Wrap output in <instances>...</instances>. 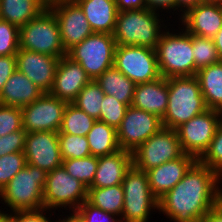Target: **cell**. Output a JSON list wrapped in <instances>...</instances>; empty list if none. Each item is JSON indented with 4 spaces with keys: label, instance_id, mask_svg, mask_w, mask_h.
I'll use <instances>...</instances> for the list:
<instances>
[{
    "label": "cell",
    "instance_id": "cell-40",
    "mask_svg": "<svg viewBox=\"0 0 222 222\" xmlns=\"http://www.w3.org/2000/svg\"><path fill=\"white\" fill-rule=\"evenodd\" d=\"M81 222H121L116 215L105 212L85 200L74 212Z\"/></svg>",
    "mask_w": 222,
    "mask_h": 222
},
{
    "label": "cell",
    "instance_id": "cell-16",
    "mask_svg": "<svg viewBox=\"0 0 222 222\" xmlns=\"http://www.w3.org/2000/svg\"><path fill=\"white\" fill-rule=\"evenodd\" d=\"M48 7L56 16L66 52L94 33L78 4H48Z\"/></svg>",
    "mask_w": 222,
    "mask_h": 222
},
{
    "label": "cell",
    "instance_id": "cell-37",
    "mask_svg": "<svg viewBox=\"0 0 222 222\" xmlns=\"http://www.w3.org/2000/svg\"><path fill=\"white\" fill-rule=\"evenodd\" d=\"M26 164L24 151L0 157V192Z\"/></svg>",
    "mask_w": 222,
    "mask_h": 222
},
{
    "label": "cell",
    "instance_id": "cell-6",
    "mask_svg": "<svg viewBox=\"0 0 222 222\" xmlns=\"http://www.w3.org/2000/svg\"><path fill=\"white\" fill-rule=\"evenodd\" d=\"M19 48L58 58L67 55L56 16L49 7L19 28Z\"/></svg>",
    "mask_w": 222,
    "mask_h": 222
},
{
    "label": "cell",
    "instance_id": "cell-36",
    "mask_svg": "<svg viewBox=\"0 0 222 222\" xmlns=\"http://www.w3.org/2000/svg\"><path fill=\"white\" fill-rule=\"evenodd\" d=\"M128 106L118 101L115 97L105 94L101 104L100 117L98 121L104 122L109 126L118 128Z\"/></svg>",
    "mask_w": 222,
    "mask_h": 222
},
{
    "label": "cell",
    "instance_id": "cell-24",
    "mask_svg": "<svg viewBox=\"0 0 222 222\" xmlns=\"http://www.w3.org/2000/svg\"><path fill=\"white\" fill-rule=\"evenodd\" d=\"M78 5L94 33L113 34L118 14L115 0H83Z\"/></svg>",
    "mask_w": 222,
    "mask_h": 222
},
{
    "label": "cell",
    "instance_id": "cell-34",
    "mask_svg": "<svg viewBox=\"0 0 222 222\" xmlns=\"http://www.w3.org/2000/svg\"><path fill=\"white\" fill-rule=\"evenodd\" d=\"M62 160L84 158L91 155L87 136L58 133Z\"/></svg>",
    "mask_w": 222,
    "mask_h": 222
},
{
    "label": "cell",
    "instance_id": "cell-9",
    "mask_svg": "<svg viewBox=\"0 0 222 222\" xmlns=\"http://www.w3.org/2000/svg\"><path fill=\"white\" fill-rule=\"evenodd\" d=\"M87 192L88 188L81 181L73 178L60 166L47 173L43 204L50 213L51 209L63 207L74 213L87 200Z\"/></svg>",
    "mask_w": 222,
    "mask_h": 222
},
{
    "label": "cell",
    "instance_id": "cell-21",
    "mask_svg": "<svg viewBox=\"0 0 222 222\" xmlns=\"http://www.w3.org/2000/svg\"><path fill=\"white\" fill-rule=\"evenodd\" d=\"M132 165V153L122 149L113 154L98 157L95 177L89 188H104L121 184Z\"/></svg>",
    "mask_w": 222,
    "mask_h": 222
},
{
    "label": "cell",
    "instance_id": "cell-12",
    "mask_svg": "<svg viewBox=\"0 0 222 222\" xmlns=\"http://www.w3.org/2000/svg\"><path fill=\"white\" fill-rule=\"evenodd\" d=\"M221 122L222 112L207 109L177 127L175 130L183 153L192 155L198 160L209 147Z\"/></svg>",
    "mask_w": 222,
    "mask_h": 222
},
{
    "label": "cell",
    "instance_id": "cell-52",
    "mask_svg": "<svg viewBox=\"0 0 222 222\" xmlns=\"http://www.w3.org/2000/svg\"><path fill=\"white\" fill-rule=\"evenodd\" d=\"M202 3L221 4L222 5V0H202Z\"/></svg>",
    "mask_w": 222,
    "mask_h": 222
},
{
    "label": "cell",
    "instance_id": "cell-46",
    "mask_svg": "<svg viewBox=\"0 0 222 222\" xmlns=\"http://www.w3.org/2000/svg\"><path fill=\"white\" fill-rule=\"evenodd\" d=\"M202 3V0H175V13L181 12L179 20L181 17L191 8L196 7L198 4ZM179 10V11H178Z\"/></svg>",
    "mask_w": 222,
    "mask_h": 222
},
{
    "label": "cell",
    "instance_id": "cell-25",
    "mask_svg": "<svg viewBox=\"0 0 222 222\" xmlns=\"http://www.w3.org/2000/svg\"><path fill=\"white\" fill-rule=\"evenodd\" d=\"M49 0H0V19L18 28L38 16L48 7Z\"/></svg>",
    "mask_w": 222,
    "mask_h": 222
},
{
    "label": "cell",
    "instance_id": "cell-2",
    "mask_svg": "<svg viewBox=\"0 0 222 222\" xmlns=\"http://www.w3.org/2000/svg\"><path fill=\"white\" fill-rule=\"evenodd\" d=\"M162 13L153 10H125L118 12L113 37L117 45L123 46H144L156 49L163 29L167 26L160 16ZM162 23V24H161Z\"/></svg>",
    "mask_w": 222,
    "mask_h": 222
},
{
    "label": "cell",
    "instance_id": "cell-28",
    "mask_svg": "<svg viewBox=\"0 0 222 222\" xmlns=\"http://www.w3.org/2000/svg\"><path fill=\"white\" fill-rule=\"evenodd\" d=\"M87 139L93 156L110 155L121 149L117 139V129L98 120L88 132Z\"/></svg>",
    "mask_w": 222,
    "mask_h": 222
},
{
    "label": "cell",
    "instance_id": "cell-51",
    "mask_svg": "<svg viewBox=\"0 0 222 222\" xmlns=\"http://www.w3.org/2000/svg\"><path fill=\"white\" fill-rule=\"evenodd\" d=\"M0 222H10V214L0 209Z\"/></svg>",
    "mask_w": 222,
    "mask_h": 222
},
{
    "label": "cell",
    "instance_id": "cell-49",
    "mask_svg": "<svg viewBox=\"0 0 222 222\" xmlns=\"http://www.w3.org/2000/svg\"><path fill=\"white\" fill-rule=\"evenodd\" d=\"M83 0H49L48 4H78Z\"/></svg>",
    "mask_w": 222,
    "mask_h": 222
},
{
    "label": "cell",
    "instance_id": "cell-45",
    "mask_svg": "<svg viewBox=\"0 0 222 222\" xmlns=\"http://www.w3.org/2000/svg\"><path fill=\"white\" fill-rule=\"evenodd\" d=\"M118 12L146 9L145 0H115Z\"/></svg>",
    "mask_w": 222,
    "mask_h": 222
},
{
    "label": "cell",
    "instance_id": "cell-7",
    "mask_svg": "<svg viewBox=\"0 0 222 222\" xmlns=\"http://www.w3.org/2000/svg\"><path fill=\"white\" fill-rule=\"evenodd\" d=\"M124 192V207L121 222H148L151 211L158 210V199L152 194L147 173L133 165L121 183Z\"/></svg>",
    "mask_w": 222,
    "mask_h": 222
},
{
    "label": "cell",
    "instance_id": "cell-35",
    "mask_svg": "<svg viewBox=\"0 0 222 222\" xmlns=\"http://www.w3.org/2000/svg\"><path fill=\"white\" fill-rule=\"evenodd\" d=\"M198 161L222 178V122L218 125L209 147Z\"/></svg>",
    "mask_w": 222,
    "mask_h": 222
},
{
    "label": "cell",
    "instance_id": "cell-8",
    "mask_svg": "<svg viewBox=\"0 0 222 222\" xmlns=\"http://www.w3.org/2000/svg\"><path fill=\"white\" fill-rule=\"evenodd\" d=\"M116 46L113 34L93 33L71 48L67 56L79 63L91 80H96L114 66Z\"/></svg>",
    "mask_w": 222,
    "mask_h": 222
},
{
    "label": "cell",
    "instance_id": "cell-32",
    "mask_svg": "<svg viewBox=\"0 0 222 222\" xmlns=\"http://www.w3.org/2000/svg\"><path fill=\"white\" fill-rule=\"evenodd\" d=\"M62 166L73 178L81 181L87 188L92 184L98 166V157L90 155L84 158L67 159Z\"/></svg>",
    "mask_w": 222,
    "mask_h": 222
},
{
    "label": "cell",
    "instance_id": "cell-38",
    "mask_svg": "<svg viewBox=\"0 0 222 222\" xmlns=\"http://www.w3.org/2000/svg\"><path fill=\"white\" fill-rule=\"evenodd\" d=\"M19 50V28L0 19V56L16 55Z\"/></svg>",
    "mask_w": 222,
    "mask_h": 222
},
{
    "label": "cell",
    "instance_id": "cell-11",
    "mask_svg": "<svg viewBox=\"0 0 222 222\" xmlns=\"http://www.w3.org/2000/svg\"><path fill=\"white\" fill-rule=\"evenodd\" d=\"M114 67L135 84L152 82L162 77L156 50L149 47L117 45Z\"/></svg>",
    "mask_w": 222,
    "mask_h": 222
},
{
    "label": "cell",
    "instance_id": "cell-5",
    "mask_svg": "<svg viewBox=\"0 0 222 222\" xmlns=\"http://www.w3.org/2000/svg\"><path fill=\"white\" fill-rule=\"evenodd\" d=\"M47 172L31 164L21 169L1 190L2 204L10 208L7 211L43 209V190L46 184Z\"/></svg>",
    "mask_w": 222,
    "mask_h": 222
},
{
    "label": "cell",
    "instance_id": "cell-10",
    "mask_svg": "<svg viewBox=\"0 0 222 222\" xmlns=\"http://www.w3.org/2000/svg\"><path fill=\"white\" fill-rule=\"evenodd\" d=\"M175 129L162 127L132 152L133 166L148 171L183 155Z\"/></svg>",
    "mask_w": 222,
    "mask_h": 222
},
{
    "label": "cell",
    "instance_id": "cell-18",
    "mask_svg": "<svg viewBox=\"0 0 222 222\" xmlns=\"http://www.w3.org/2000/svg\"><path fill=\"white\" fill-rule=\"evenodd\" d=\"M90 81L81 65L65 55L58 62L54 83L49 93L67 103H73Z\"/></svg>",
    "mask_w": 222,
    "mask_h": 222
},
{
    "label": "cell",
    "instance_id": "cell-23",
    "mask_svg": "<svg viewBox=\"0 0 222 222\" xmlns=\"http://www.w3.org/2000/svg\"><path fill=\"white\" fill-rule=\"evenodd\" d=\"M43 94L44 92L25 74L16 69L0 92V104L22 108L36 101Z\"/></svg>",
    "mask_w": 222,
    "mask_h": 222
},
{
    "label": "cell",
    "instance_id": "cell-22",
    "mask_svg": "<svg viewBox=\"0 0 222 222\" xmlns=\"http://www.w3.org/2000/svg\"><path fill=\"white\" fill-rule=\"evenodd\" d=\"M132 106L162 119L168 106V78L136 84Z\"/></svg>",
    "mask_w": 222,
    "mask_h": 222
},
{
    "label": "cell",
    "instance_id": "cell-44",
    "mask_svg": "<svg viewBox=\"0 0 222 222\" xmlns=\"http://www.w3.org/2000/svg\"><path fill=\"white\" fill-rule=\"evenodd\" d=\"M146 8L149 10H153L154 12H163V10L169 13L172 12L173 14L175 11V0H145ZM162 9V10H161ZM161 10V11H160Z\"/></svg>",
    "mask_w": 222,
    "mask_h": 222
},
{
    "label": "cell",
    "instance_id": "cell-17",
    "mask_svg": "<svg viewBox=\"0 0 222 222\" xmlns=\"http://www.w3.org/2000/svg\"><path fill=\"white\" fill-rule=\"evenodd\" d=\"M15 57L17 70L25 74L44 93H49L60 58L20 48Z\"/></svg>",
    "mask_w": 222,
    "mask_h": 222
},
{
    "label": "cell",
    "instance_id": "cell-39",
    "mask_svg": "<svg viewBox=\"0 0 222 222\" xmlns=\"http://www.w3.org/2000/svg\"><path fill=\"white\" fill-rule=\"evenodd\" d=\"M22 128L21 108L0 104V136H5Z\"/></svg>",
    "mask_w": 222,
    "mask_h": 222
},
{
    "label": "cell",
    "instance_id": "cell-41",
    "mask_svg": "<svg viewBox=\"0 0 222 222\" xmlns=\"http://www.w3.org/2000/svg\"><path fill=\"white\" fill-rule=\"evenodd\" d=\"M27 132L22 128L5 136H0V157L5 154L24 151Z\"/></svg>",
    "mask_w": 222,
    "mask_h": 222
},
{
    "label": "cell",
    "instance_id": "cell-26",
    "mask_svg": "<svg viewBox=\"0 0 222 222\" xmlns=\"http://www.w3.org/2000/svg\"><path fill=\"white\" fill-rule=\"evenodd\" d=\"M195 76L207 108L222 112V61L200 68Z\"/></svg>",
    "mask_w": 222,
    "mask_h": 222
},
{
    "label": "cell",
    "instance_id": "cell-48",
    "mask_svg": "<svg viewBox=\"0 0 222 222\" xmlns=\"http://www.w3.org/2000/svg\"><path fill=\"white\" fill-rule=\"evenodd\" d=\"M218 55L220 60L222 61V28L217 32V34L213 37Z\"/></svg>",
    "mask_w": 222,
    "mask_h": 222
},
{
    "label": "cell",
    "instance_id": "cell-19",
    "mask_svg": "<svg viewBox=\"0 0 222 222\" xmlns=\"http://www.w3.org/2000/svg\"><path fill=\"white\" fill-rule=\"evenodd\" d=\"M196 161L194 156L183 154L178 159L146 171L152 194L160 199L185 176Z\"/></svg>",
    "mask_w": 222,
    "mask_h": 222
},
{
    "label": "cell",
    "instance_id": "cell-15",
    "mask_svg": "<svg viewBox=\"0 0 222 222\" xmlns=\"http://www.w3.org/2000/svg\"><path fill=\"white\" fill-rule=\"evenodd\" d=\"M24 155L27 164H31L47 173L62 166L58 132L38 131L27 133Z\"/></svg>",
    "mask_w": 222,
    "mask_h": 222
},
{
    "label": "cell",
    "instance_id": "cell-43",
    "mask_svg": "<svg viewBox=\"0 0 222 222\" xmlns=\"http://www.w3.org/2000/svg\"><path fill=\"white\" fill-rule=\"evenodd\" d=\"M16 69L15 55L0 56V92L2 91L6 81Z\"/></svg>",
    "mask_w": 222,
    "mask_h": 222
},
{
    "label": "cell",
    "instance_id": "cell-31",
    "mask_svg": "<svg viewBox=\"0 0 222 222\" xmlns=\"http://www.w3.org/2000/svg\"><path fill=\"white\" fill-rule=\"evenodd\" d=\"M105 93L95 80H91L78 94L73 102L79 109L86 112L90 117L99 120L101 104Z\"/></svg>",
    "mask_w": 222,
    "mask_h": 222
},
{
    "label": "cell",
    "instance_id": "cell-13",
    "mask_svg": "<svg viewBox=\"0 0 222 222\" xmlns=\"http://www.w3.org/2000/svg\"><path fill=\"white\" fill-rule=\"evenodd\" d=\"M162 127V120L157 115L128 106L117 128L119 146L132 153Z\"/></svg>",
    "mask_w": 222,
    "mask_h": 222
},
{
    "label": "cell",
    "instance_id": "cell-30",
    "mask_svg": "<svg viewBox=\"0 0 222 222\" xmlns=\"http://www.w3.org/2000/svg\"><path fill=\"white\" fill-rule=\"evenodd\" d=\"M96 120L73 103H68L58 133L87 136Z\"/></svg>",
    "mask_w": 222,
    "mask_h": 222
},
{
    "label": "cell",
    "instance_id": "cell-1",
    "mask_svg": "<svg viewBox=\"0 0 222 222\" xmlns=\"http://www.w3.org/2000/svg\"><path fill=\"white\" fill-rule=\"evenodd\" d=\"M221 177L198 160L160 199L158 211L174 222H201L220 201Z\"/></svg>",
    "mask_w": 222,
    "mask_h": 222
},
{
    "label": "cell",
    "instance_id": "cell-33",
    "mask_svg": "<svg viewBox=\"0 0 222 222\" xmlns=\"http://www.w3.org/2000/svg\"><path fill=\"white\" fill-rule=\"evenodd\" d=\"M192 53L195 60V75L200 68L221 61L213 38L192 35Z\"/></svg>",
    "mask_w": 222,
    "mask_h": 222
},
{
    "label": "cell",
    "instance_id": "cell-14",
    "mask_svg": "<svg viewBox=\"0 0 222 222\" xmlns=\"http://www.w3.org/2000/svg\"><path fill=\"white\" fill-rule=\"evenodd\" d=\"M67 104L50 93H44L33 103L21 108L23 129L27 133L58 132Z\"/></svg>",
    "mask_w": 222,
    "mask_h": 222
},
{
    "label": "cell",
    "instance_id": "cell-47",
    "mask_svg": "<svg viewBox=\"0 0 222 222\" xmlns=\"http://www.w3.org/2000/svg\"><path fill=\"white\" fill-rule=\"evenodd\" d=\"M201 222H222V204L220 202L215 204Z\"/></svg>",
    "mask_w": 222,
    "mask_h": 222
},
{
    "label": "cell",
    "instance_id": "cell-42",
    "mask_svg": "<svg viewBox=\"0 0 222 222\" xmlns=\"http://www.w3.org/2000/svg\"><path fill=\"white\" fill-rule=\"evenodd\" d=\"M46 211V212H45ZM46 208L39 210L15 211L10 213V222H52L48 218ZM50 219V220H49Z\"/></svg>",
    "mask_w": 222,
    "mask_h": 222
},
{
    "label": "cell",
    "instance_id": "cell-29",
    "mask_svg": "<svg viewBox=\"0 0 222 222\" xmlns=\"http://www.w3.org/2000/svg\"><path fill=\"white\" fill-rule=\"evenodd\" d=\"M87 201L120 218L124 207L123 187L119 184L104 188H88Z\"/></svg>",
    "mask_w": 222,
    "mask_h": 222
},
{
    "label": "cell",
    "instance_id": "cell-50",
    "mask_svg": "<svg viewBox=\"0 0 222 222\" xmlns=\"http://www.w3.org/2000/svg\"><path fill=\"white\" fill-rule=\"evenodd\" d=\"M65 218L62 217L57 222H81L74 213H70ZM56 222V221H55Z\"/></svg>",
    "mask_w": 222,
    "mask_h": 222
},
{
    "label": "cell",
    "instance_id": "cell-4",
    "mask_svg": "<svg viewBox=\"0 0 222 222\" xmlns=\"http://www.w3.org/2000/svg\"><path fill=\"white\" fill-rule=\"evenodd\" d=\"M181 31L167 27L156 46L160 74L164 78L195 76V60L192 53V34L184 27ZM174 32V33H173Z\"/></svg>",
    "mask_w": 222,
    "mask_h": 222
},
{
    "label": "cell",
    "instance_id": "cell-27",
    "mask_svg": "<svg viewBox=\"0 0 222 222\" xmlns=\"http://www.w3.org/2000/svg\"><path fill=\"white\" fill-rule=\"evenodd\" d=\"M95 81L105 94L127 106L132 105L136 84L114 66L106 69Z\"/></svg>",
    "mask_w": 222,
    "mask_h": 222
},
{
    "label": "cell",
    "instance_id": "cell-20",
    "mask_svg": "<svg viewBox=\"0 0 222 222\" xmlns=\"http://www.w3.org/2000/svg\"><path fill=\"white\" fill-rule=\"evenodd\" d=\"M179 22L189 34L213 38L222 28V5L200 3L189 9Z\"/></svg>",
    "mask_w": 222,
    "mask_h": 222
},
{
    "label": "cell",
    "instance_id": "cell-53",
    "mask_svg": "<svg viewBox=\"0 0 222 222\" xmlns=\"http://www.w3.org/2000/svg\"><path fill=\"white\" fill-rule=\"evenodd\" d=\"M221 204H222V194H221V197H220V201H219Z\"/></svg>",
    "mask_w": 222,
    "mask_h": 222
},
{
    "label": "cell",
    "instance_id": "cell-3",
    "mask_svg": "<svg viewBox=\"0 0 222 222\" xmlns=\"http://www.w3.org/2000/svg\"><path fill=\"white\" fill-rule=\"evenodd\" d=\"M207 109L196 76L168 78V106L161 119L163 127L176 129Z\"/></svg>",
    "mask_w": 222,
    "mask_h": 222
}]
</instances>
